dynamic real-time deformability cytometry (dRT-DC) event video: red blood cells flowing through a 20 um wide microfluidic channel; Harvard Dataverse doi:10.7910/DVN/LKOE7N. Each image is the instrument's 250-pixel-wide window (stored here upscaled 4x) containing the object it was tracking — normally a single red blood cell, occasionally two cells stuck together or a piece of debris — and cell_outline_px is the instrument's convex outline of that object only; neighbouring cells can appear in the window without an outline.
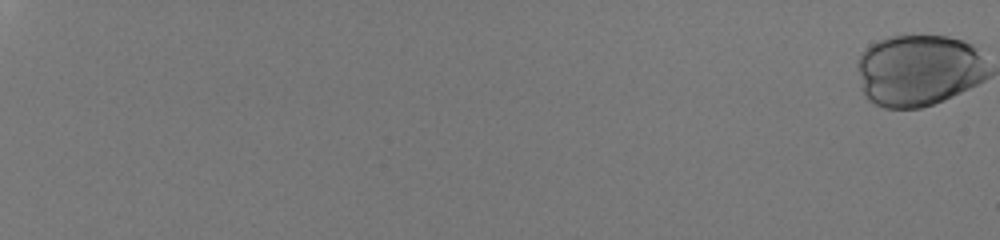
{"species": "human", "species_latin": "Homo sapiens", "temperature_condition": "room temperature", "stored_images_in_passage": 52, "camera_frame_rate_fps": 3000, "um_per_image_px": 0.085, "donor": {"sex": "male"}, "frame": {"image": 1, "passage_image": 1, "time_ms": 0.0, "image_size_px": [1000, 240], "cell_outline_px": [[984, 76], [980, 80], [932, 104], [916, 108], [888, 108], [872, 100], [868, 96], [860, 68], [860, 60], [876, 44], [884, 40], [900, 36], [944, 36], [960, 40], [968, 44], [972, 48], [976, 56]], "centroid_in_image_um": [78.05, 5.98], "position_along_channel_um": 6.9, "area_um2": 50.11}}
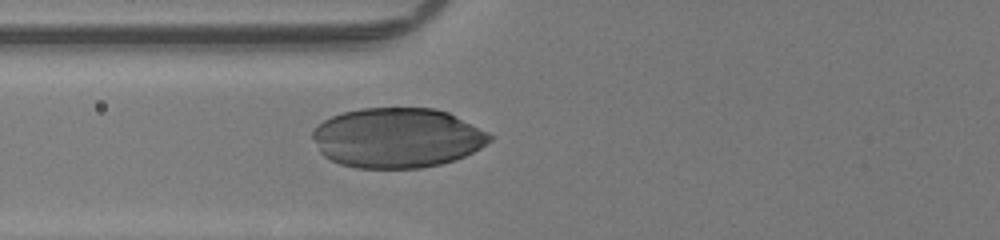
{"frame": {"image": 2, "passage_image": 30, "time_ms": 9.667, "image_size_px": [1000, 240], "cell_outline_px": [[492, 136], [484, 144], [472, 152], [464, 156], [452, 160], [436, 164], [416, 168], [364, 168], [344, 164], [332, 160], [324, 152], [312, 136], [312, 132], [324, 120], [332, 116], [344, 112], [368, 108], [432, 108], [444, 112]], "centroid_in_image_um": [33.72, 11.71], "position_along_channel_um": 92.1, "area_um2": 59.71}}
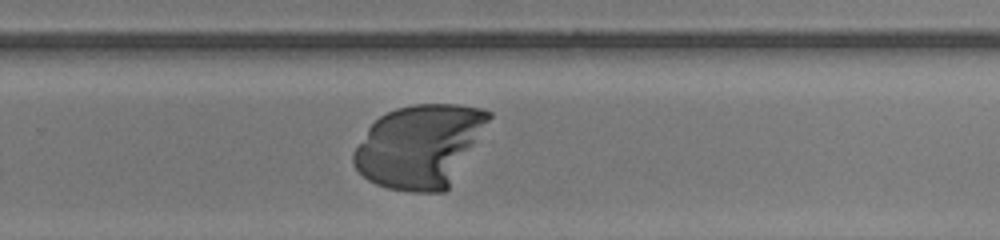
{"frame": {"image": 3, "passage_image": 45, "time_ms": 14.667, "image_size_px": [1000, 240], "cell_outline_px": [[492, 116], [448, 188], [440, 192], [420, 192], [392, 188], [368, 180], [356, 168], [352, 160], [352, 156], [356, 148], [368, 128], [380, 116], [388, 112], [400, 108], [420, 104], [452, 104], [476, 108], [492, 112]], "centroid_in_image_um": [35.67, 12.4], "position_along_channel_um": 294.1, "area_um2": 63.7}}